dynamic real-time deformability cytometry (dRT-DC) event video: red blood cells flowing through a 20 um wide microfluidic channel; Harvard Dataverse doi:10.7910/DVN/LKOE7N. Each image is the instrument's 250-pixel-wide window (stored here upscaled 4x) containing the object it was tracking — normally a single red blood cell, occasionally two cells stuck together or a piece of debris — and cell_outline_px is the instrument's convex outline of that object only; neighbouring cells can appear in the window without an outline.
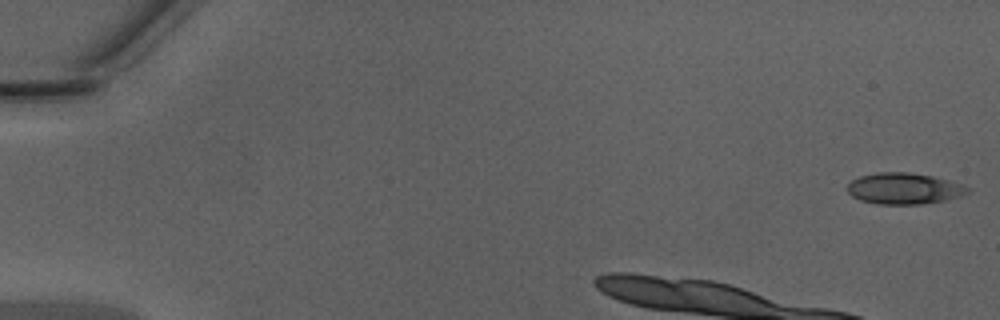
{"species": "Egyptian fruit bat (a non-hibernating species)", "species_latin": "Rousettus aegyptiacus", "temperature_condition": "warm", "stored_images_in_passage": 8, "camera_frame_rate_fps": 3000, "um_per_image_px": 0.085, "animal": {"sex": "male"}, "frame": {"image": 1, "passage_image": 1, "time_ms": 0.0, "image_size_px": [1000, 320], "cell_outline_px": [[972, 192], [964, 196], [944, 200], [920, 204], [880, 204], [860, 200], [852, 196], [844, 188], [852, 180], [860, 176], [876, 172], [908, 172], [932, 176], [964, 184], [972, 188]], "centroid_in_image_um": [76.89, 16.02], "position_along_channel_um": 8.1, "area_um2": 22.2}}